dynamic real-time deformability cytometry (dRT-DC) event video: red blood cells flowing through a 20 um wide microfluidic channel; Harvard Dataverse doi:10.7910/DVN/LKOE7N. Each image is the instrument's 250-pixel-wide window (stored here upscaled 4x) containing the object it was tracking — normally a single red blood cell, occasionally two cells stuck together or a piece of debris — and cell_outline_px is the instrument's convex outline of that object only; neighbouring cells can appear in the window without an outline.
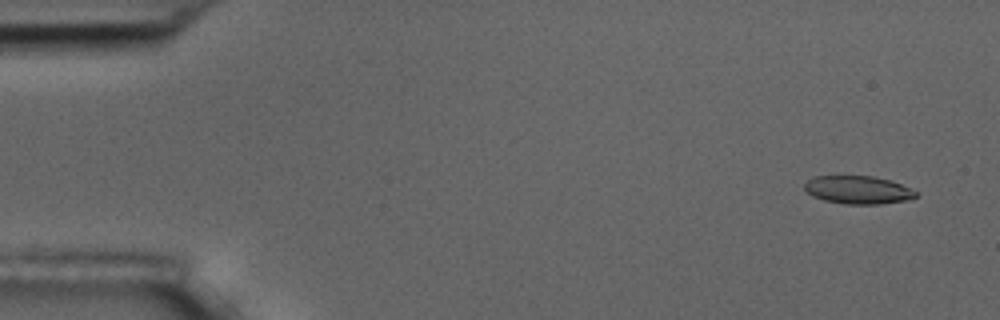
{"species": "common noctule bat (a hibernating species)", "species_latin": "Nyctalus noctula", "temperature_condition": "room temperature", "stored_images_in_passage": 6, "camera_frame_rate_fps": 3000, "um_per_image_px": 0.085, "animal": {"sex": "male", "body_mass_g": 17.5, "forearm_length_mm": 52.3}, "frame": {"image": 1, "passage_image": 1, "time_ms": 0.0, "image_size_px": [1000, 320], "cell_outline_px": [[920, 192], [916, 196], [904, 200], [880, 204], [844, 204], [824, 200], [812, 196], [804, 188], [804, 184], [812, 176], [872, 176], [888, 180], [900, 184]], "centroid_in_image_um": [72.91, 16.14], "position_along_channel_um": 12.1, "area_um2": 18.09}}
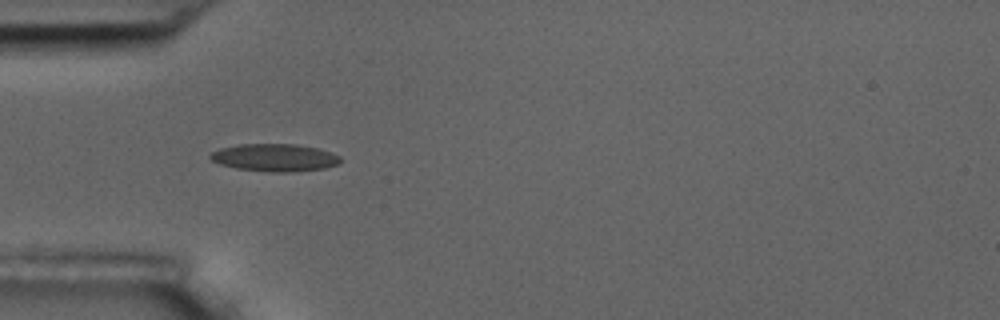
{"frame": {"image": 2, "passage_image": 5, "time_ms": 4.667, "image_size_px": [1000, 320], "cell_outline_px": [[340, 164], [324, 168], [288, 172], [268, 172], [236, 168], [220, 164], [212, 160], [208, 156], [212, 152], [220, 148], [240, 144], [296, 144], [316, 148], [332, 152], [340, 156]], "centroid_in_image_um": [23.35, 13.39], "position_along_channel_um": 61.6, "area_um2": 20.87}}